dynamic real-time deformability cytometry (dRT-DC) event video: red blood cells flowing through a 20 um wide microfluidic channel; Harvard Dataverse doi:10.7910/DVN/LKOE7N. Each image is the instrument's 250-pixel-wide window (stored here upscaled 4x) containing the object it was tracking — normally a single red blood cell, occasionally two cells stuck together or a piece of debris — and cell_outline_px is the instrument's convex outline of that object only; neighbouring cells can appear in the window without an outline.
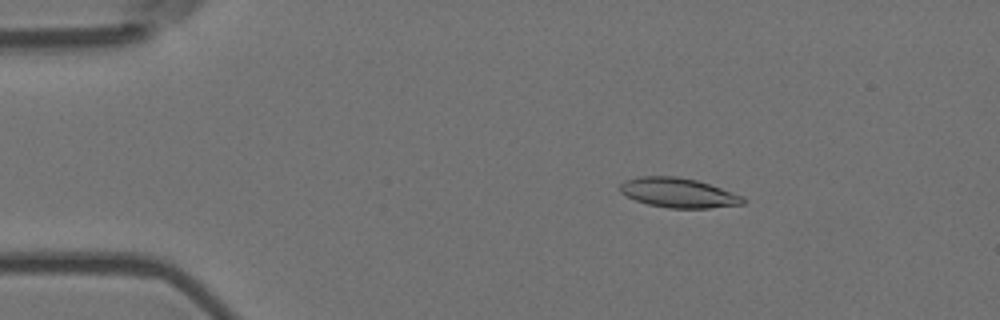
{"species": "Egyptian fruit bat (a non-hibernating species)", "species_latin": "Rousettus aegyptiacus", "temperature_condition": "room temperature", "stored_images_in_passage": 53, "camera_frame_rate_fps": 3000, "um_per_image_px": 0.085, "animal": {"sex": "female"}, "frame": {"image": 1, "passage_image": 9, "time_ms": 2.667, "image_size_px": [1000, 320], "cell_outline_px": [[744, 204], [708, 208], [668, 208], [648, 204], [636, 200], [620, 192], [620, 184], [624, 180], [640, 176], [676, 176], [696, 180], [744, 196]], "centroid_in_image_um": [57.65, 16.38], "position_along_channel_um": 27.4, "area_um2": 21.1}}
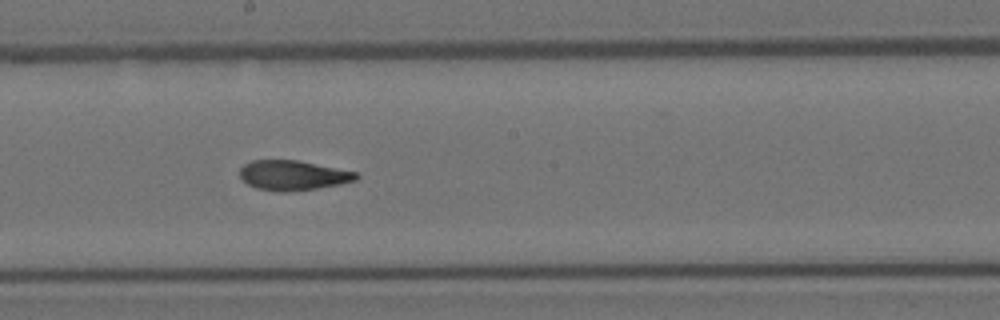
{"frame": {"image": 2, "passage_image": 30, "time_ms": 9.667, "image_size_px": [1000, 320], "cell_outline_px": [[360, 176], [356, 180], [340, 184], [316, 188], [284, 192], [276, 192], [256, 188], [248, 184], [240, 176], [240, 168], [244, 164], [252, 160], [296, 160], [356, 172]], "centroid_in_image_um": [24.88, 14.9], "position_along_channel_um": 223.3, "area_um2": 20.06}}
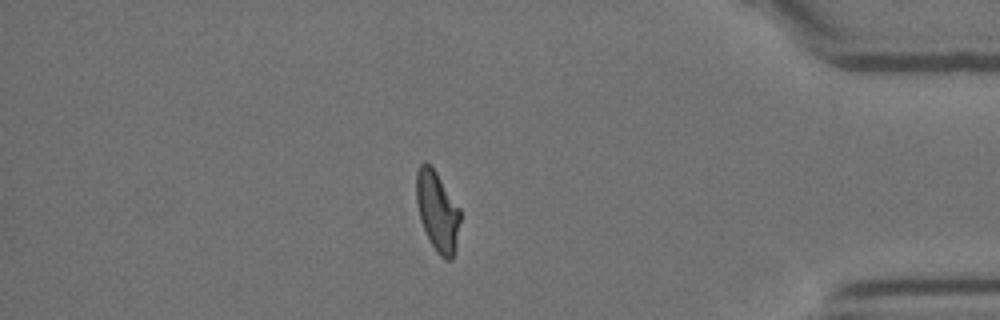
{"frame": {"image": 3, "passage_image": 47, "time_ms": 15.333, "image_size_px": [1000, 320], "cell_outline_px": [[460, 220], [456, 248], [452, 260], [444, 260], [436, 252], [420, 220], [416, 204], [416, 172], [420, 164], [424, 160], [436, 172], [460, 208]], "centroid_in_image_um": [37.17, 17.97], "position_along_channel_um": 398.0, "area_um2": 20.46}, "authors_computed_cell_mechanics": {"area_um2": 20.8658, "velocity_mm_per_s": 3.687, "shape_relaxation_time_tau1_ms": 6.6265, "shape_relaxation_time_tau2_ms": 1.7304, "deformation_change_tau1": 0.2108, "deformation_change_tau2": 0.0924}}